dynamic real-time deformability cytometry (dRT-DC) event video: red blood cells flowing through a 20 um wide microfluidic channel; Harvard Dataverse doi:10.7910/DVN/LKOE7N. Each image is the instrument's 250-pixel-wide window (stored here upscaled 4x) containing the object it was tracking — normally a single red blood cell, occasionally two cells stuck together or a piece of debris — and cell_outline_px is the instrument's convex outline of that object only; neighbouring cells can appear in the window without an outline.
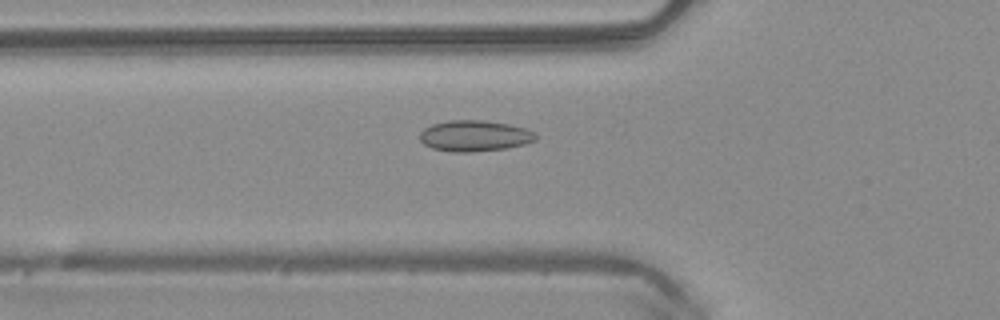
{"species": "common noctule bat (a hibernating species)", "species_latin": "Nyctalus noctula", "temperature_condition": "warm", "stored_images_in_passage": 50, "camera_frame_rate_fps": 3000, "um_per_image_px": 0.085, "animal": {"sex": "male", "body_mass_g": 20.4}, "frame": {"image": 1, "passage_image": 18, "time_ms": 5.667, "image_size_px": [1000, 320], "cell_outline_px": [[536, 140], [524, 144], [508, 148], [468, 152], [456, 152], [432, 148], [424, 144], [420, 140], [420, 132], [424, 128], [432, 124], [448, 120], [484, 120], [508, 124], [524, 128], [536, 132]], "centroid_in_image_um": [40.34, 11.54], "position_along_channel_um": 85.5, "area_um2": 20.92}}
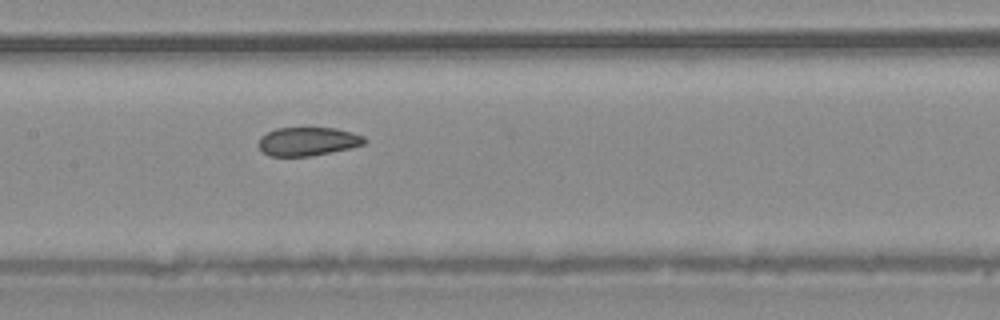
{"frame": {"image": 2, "passage_image": 25, "time_ms": 8.0, "image_size_px": [1000, 320], "cell_outline_px": [[368, 140], [364, 144], [348, 148], [308, 156], [268, 156], [256, 144], [260, 136], [276, 128], [336, 128], [352, 132], [364, 136]], "centroid_in_image_um": [26.13, 12.01], "position_along_channel_um": 181.3, "area_um2": 17.57}}
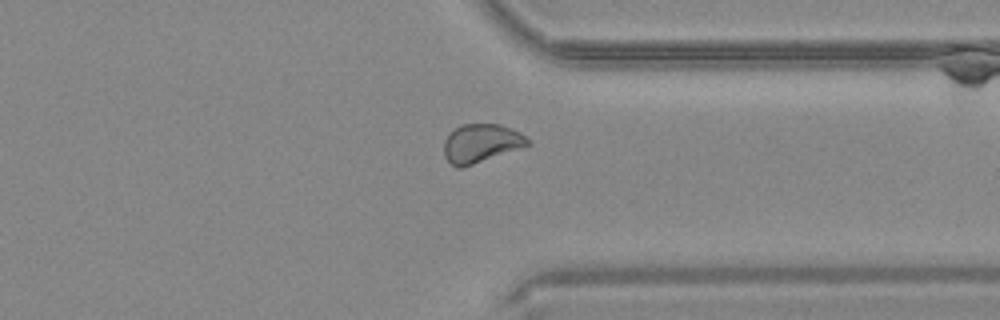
{"frame": {"image": 3, "passage_image": 39, "time_ms": 12.667, "image_size_px": [1000, 320], "cell_outline_px": [[532, 144], [524, 148], [464, 168], [456, 168], [444, 156], [444, 140], [460, 124], [500, 124], [520, 132]], "centroid_in_image_um": [40.92, 12.21], "position_along_channel_um": 370.5, "area_um2": 19.13}, "authors_computed_cell_mechanics": {"area_um2": 19.941, "velocity_mm_per_s": 4.075, "shape_relaxation_time_tau1_ms": null, "shape_relaxation_time_tau2_ms": 1.4568, "deformation_change_tau1": null, "deformation_change_tau2": 0.0447}}